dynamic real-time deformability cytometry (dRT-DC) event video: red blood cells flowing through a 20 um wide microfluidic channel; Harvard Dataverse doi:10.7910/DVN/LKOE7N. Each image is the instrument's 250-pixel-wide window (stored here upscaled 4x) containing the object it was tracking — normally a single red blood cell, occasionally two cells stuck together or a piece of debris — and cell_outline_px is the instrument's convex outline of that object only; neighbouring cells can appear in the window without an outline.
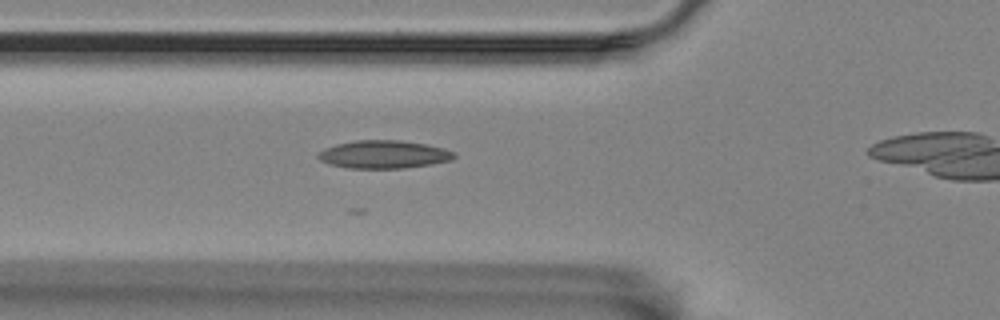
{"species": "Egyptian fruit bat (a non-hibernating species)", "species_latin": "Rousettus aegyptiacus", "temperature_condition": "room temperature", "stored_images_in_passage": 5, "camera_frame_rate_fps": 3000, "um_per_image_px": 0.085, "animal": {"sex": "female"}, "frame": {"image": 1, "passage_image": 4, "time_ms": 3.333, "image_size_px": [1000, 320], "cell_outline_px": [[456, 156], [452, 160], [428, 164], [400, 168], [348, 168], [332, 164], [320, 160], [316, 156], [324, 148], [336, 144], [356, 140], [400, 140], [424, 144], [444, 148], [456, 152]], "centroid_in_image_um": [32.62, 13.11], "position_along_channel_um": 93.2, "area_um2": 21.96}}